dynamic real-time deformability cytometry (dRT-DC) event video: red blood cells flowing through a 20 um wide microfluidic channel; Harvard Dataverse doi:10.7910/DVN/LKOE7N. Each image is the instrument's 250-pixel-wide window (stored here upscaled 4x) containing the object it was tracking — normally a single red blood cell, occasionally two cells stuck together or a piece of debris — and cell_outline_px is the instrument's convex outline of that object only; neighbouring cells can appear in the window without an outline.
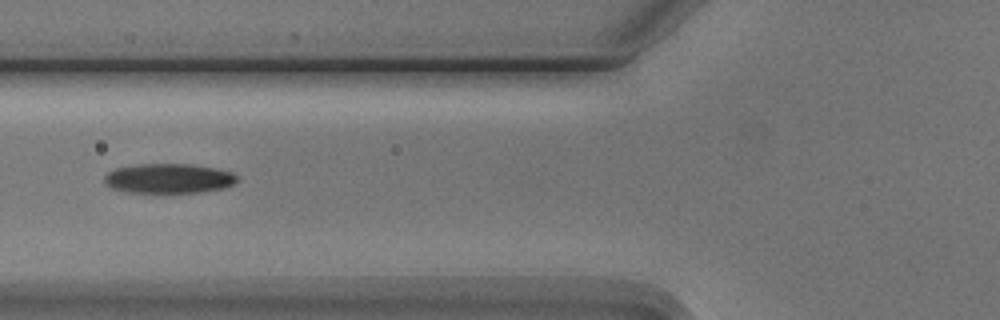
{"species": "Egyptian fruit bat (a non-hibernating species)", "species_latin": "Rousettus aegyptiacus", "temperature_condition": "cold", "stored_images_in_passage": 3, "camera_frame_rate_fps": 3000, "um_per_image_px": 0.085, "animal": {"sex": "male"}, "frame": {"image": 1, "passage_image": 3, "time_ms": 2.333, "image_size_px": [1000, 320], "cell_outline_px": [[236, 180], [232, 184], [224, 188], [200, 192], [128, 192], [112, 188], [104, 180], [104, 176], [108, 172], [116, 168], [140, 164], [188, 164], [216, 168], [232, 172], [236, 176]], "centroid_in_image_um": [14.34, 15.16], "position_along_channel_um": 111.5, "area_um2": 22.66}}